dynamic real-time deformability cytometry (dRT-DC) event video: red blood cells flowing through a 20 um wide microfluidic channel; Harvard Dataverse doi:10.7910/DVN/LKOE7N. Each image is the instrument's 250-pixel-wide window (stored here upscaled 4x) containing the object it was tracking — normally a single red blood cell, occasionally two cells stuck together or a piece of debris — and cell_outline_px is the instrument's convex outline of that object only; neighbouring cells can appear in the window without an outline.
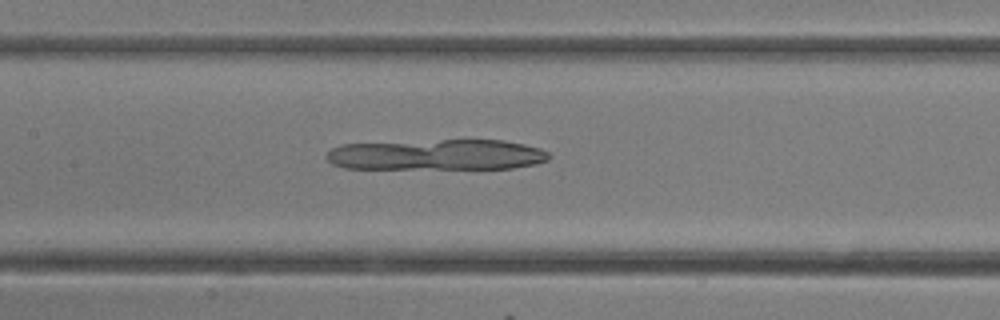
{"species": "common noctule bat (a hibernating species)", "species_latin": "Nyctalus noctula", "temperature_condition": "room temperature", "stored_images_in_passage": 14, "camera_frame_rate_fps": 3000, "um_per_image_px": 0.085, "animal": {"sex": "female"}, "frame": {"image": 1, "passage_image": 10, "time_ms": 3.0, "image_size_px": [1000, 320], "cell_outline_px": [[552, 156], [548, 160], [536, 164], [512, 168], [344, 168], [332, 164], [324, 156], [332, 148], [340, 144], [440, 140], [504, 140], [524, 144], [540, 148], [548, 152]], "centroid_in_image_um": [37.15, 13.15], "position_along_channel_um": 170.3, "area_um2": 39.88}}